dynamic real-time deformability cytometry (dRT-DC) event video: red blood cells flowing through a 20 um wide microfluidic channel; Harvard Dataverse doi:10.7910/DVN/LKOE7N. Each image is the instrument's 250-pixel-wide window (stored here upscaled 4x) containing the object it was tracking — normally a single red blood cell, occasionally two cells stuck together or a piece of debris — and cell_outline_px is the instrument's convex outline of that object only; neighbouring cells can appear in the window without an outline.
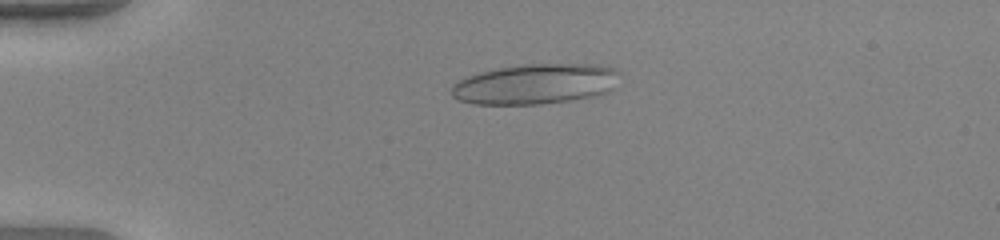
{"species": "human", "species_latin": "Homo sapiens", "temperature_condition": "warm", "stored_images_in_passage": 53, "camera_frame_rate_fps": 3000, "um_per_image_px": 0.085, "donor": {"sex": "female"}, "frame": {"image": 1, "passage_image": 13, "time_ms": 4.0, "image_size_px": [1000, 240], "cell_outline_px": [[620, 72], [612, 88], [608, 92], [592, 96], [572, 100], [540, 104], [472, 104], [460, 100], [452, 96], [452, 84], [468, 76], [496, 68], [524, 64], [608, 64], [616, 68]], "centroid_in_image_um": [45.55, 7.13], "position_along_channel_um": 39.5, "area_um2": 39.59}}
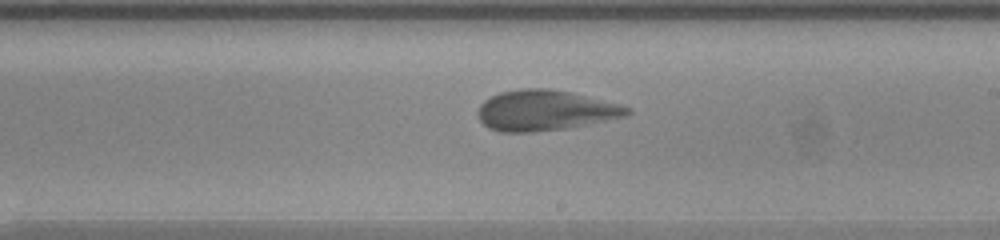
{"frame": {"image": 2, "passage_image": 32, "time_ms": 10.333, "image_size_px": [1000, 240], "cell_outline_px": [[632, 112], [628, 116], [568, 128], [532, 132], [496, 132], [488, 128], [480, 120], [476, 112], [480, 104], [484, 100], [500, 92], [520, 88], [544, 88], [572, 92], [620, 104], [632, 108]], "centroid_in_image_um": [46.34, 9.39], "position_along_channel_um": 242.7, "area_um2": 35.55}}
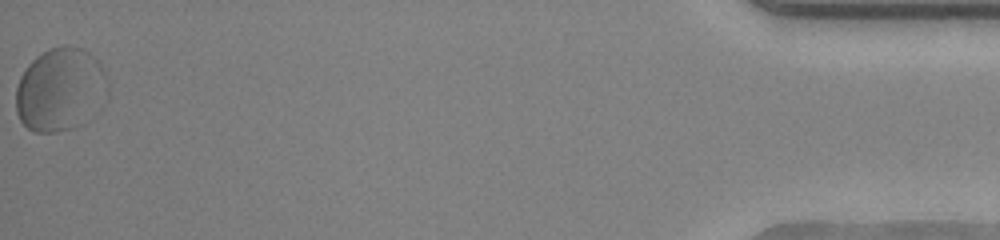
{"frame": {"image": 3, "passage_image": 53, "time_ms": 17.333, "image_size_px": [1000, 240], "cell_outline_px": [[108, 96], [92, 116], [88, 120], [72, 128], [56, 132], [32, 132], [20, 120], [16, 112], [16, 88], [20, 76], [24, 68], [36, 56], [48, 48], [64, 44], [80, 48], [88, 52], [100, 64], [108, 80]], "centroid_in_image_um": [5.12, 7.61], "position_along_channel_um": 430.1, "area_um2": 45.14}, "authors_computed_cell_mechanics": {"area_um2": 35.836, "velocity_mm_per_s": 3.918, "shape_relaxation_time_tau1_ms": 3.2199, "shape_relaxation_time_tau2_ms": 1.052, "deformation_change_tau1": 0.1427, "deformation_change_tau2": 0.07}}